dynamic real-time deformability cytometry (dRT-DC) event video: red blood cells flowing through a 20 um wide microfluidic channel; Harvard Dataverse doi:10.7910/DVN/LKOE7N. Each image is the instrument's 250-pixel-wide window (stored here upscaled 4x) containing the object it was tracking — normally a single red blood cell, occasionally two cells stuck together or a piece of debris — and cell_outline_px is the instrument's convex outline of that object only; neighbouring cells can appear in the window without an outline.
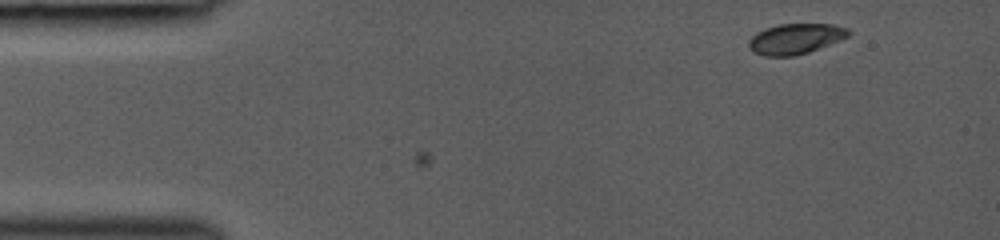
{"species": "common noctule bat (a hibernating species)", "species_latin": "Nyctalus noctula", "temperature_condition": "room temperature", "stored_images_in_passage": 4, "camera_frame_rate_fps": 3000, "um_per_image_px": 0.085, "animal": {"sex": "female", "body_mass_g": 19.0, "forearm_length_mm": 53.3}, "frame": {"image": 1, "passage_image": 4, "time_ms": 0.667, "image_size_px": [1000, 240], "cell_outline_px": [[852, 32], [848, 36], [840, 40], [808, 52], [792, 56], [764, 56], [752, 52], [748, 48], [748, 40], [756, 32], [764, 28], [776, 24], [832, 24], [848, 28]], "centroid_in_image_um": [67.57, 3.29], "position_along_channel_um": 17.4, "area_um2": 17.86}}